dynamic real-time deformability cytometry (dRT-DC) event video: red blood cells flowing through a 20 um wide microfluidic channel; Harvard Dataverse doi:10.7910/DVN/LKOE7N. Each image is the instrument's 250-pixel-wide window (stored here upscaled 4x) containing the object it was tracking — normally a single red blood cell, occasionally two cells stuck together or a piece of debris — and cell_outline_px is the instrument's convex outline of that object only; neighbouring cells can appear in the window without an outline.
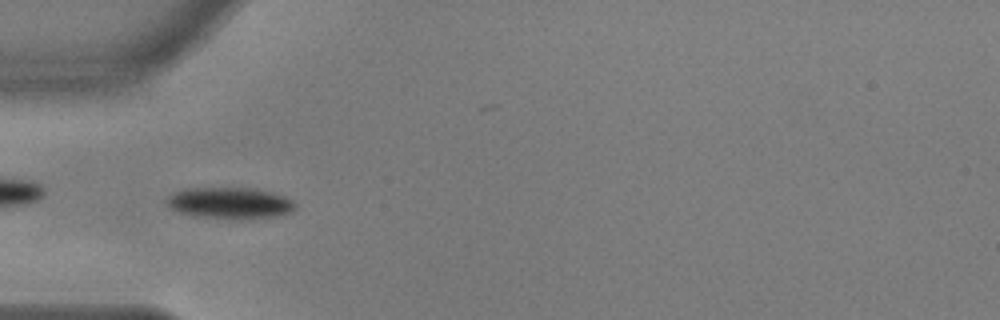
{"species": "common noctule bat (a hibernating species)", "species_latin": "Nyctalus noctula", "temperature_condition": "warm", "stored_images_in_passage": 40, "camera_frame_rate_fps": 3000, "um_per_image_px": 0.085, "animal": {"sex": "male", "body_mass_g": 17.9, "forearm_length_mm": 54.2}, "frame": {"image": 1, "passage_image": 2, "time_ms": 0.333, "image_size_px": [1000, 320], "cell_outline_px": [[296, 208], [292, 212], [276, 216], [248, 220], [236, 220], [200, 216], [180, 212], [172, 208], [164, 200], [168, 196], [176, 192], [188, 188], [252, 188], [272, 192], [284, 196], [292, 200], [296, 204]], "centroid_in_image_um": [19.6, 17.27], "position_along_channel_um": 65.4, "area_um2": 23.64}}
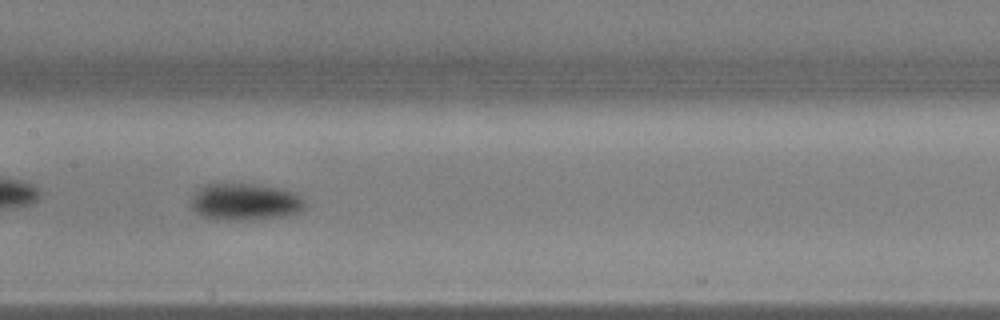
{"frame": {"image": 2, "passage_image": 12, "time_ms": 3.667, "image_size_px": [1000, 320], "cell_outline_px": [[304, 208], [288, 216], [252, 220], [224, 220], [204, 216], [196, 212], [192, 208], [192, 196], [196, 188], [204, 184], [256, 184], [280, 188], [296, 192], [304, 200]], "centroid_in_image_um": [20.83, 17.15], "position_along_channel_um": 186.6, "area_um2": 24.68}}
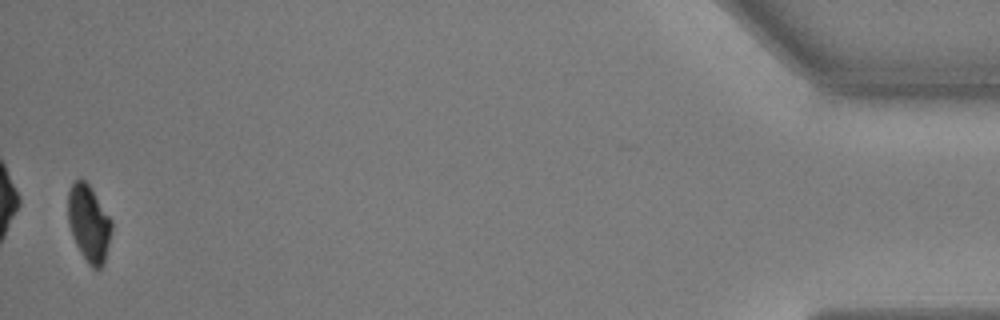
{"frame": {"image": 3, "passage_image": 39, "time_ms": 12.667, "image_size_px": [1000, 320], "cell_outline_px": [[112, 228], [104, 264], [100, 268], [92, 268], [88, 264], [80, 252], [72, 236], [68, 220], [68, 192], [72, 184], [76, 180], [84, 180], [88, 184], [112, 220]], "centroid_in_image_um": [7.55, 19.01], "position_along_channel_um": 427.6, "area_um2": 19.31}, "authors_computed_cell_mechanics": {"area_um2": 23.6691, "velocity_mm_per_s": 3.6429, "shape_relaxation_time_tau1_ms": 2.5186, "shape_relaxation_time_tau2_ms": null, "deformation_change_tau1": 0.1188, "deformation_change_tau2": null}}